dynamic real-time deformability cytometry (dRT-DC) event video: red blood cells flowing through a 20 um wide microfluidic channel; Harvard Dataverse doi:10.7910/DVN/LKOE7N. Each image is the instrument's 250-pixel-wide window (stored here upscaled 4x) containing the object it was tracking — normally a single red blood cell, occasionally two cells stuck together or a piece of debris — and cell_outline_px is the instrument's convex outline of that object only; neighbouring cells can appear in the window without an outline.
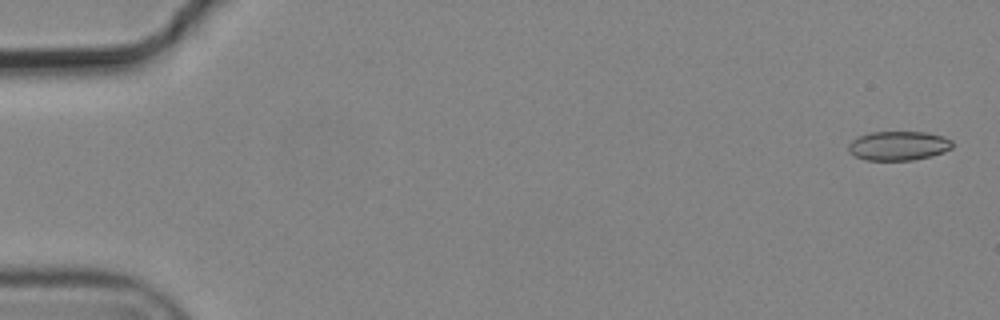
{"species": "common noctule bat (a hibernating species)", "species_latin": "Nyctalus noctula", "temperature_condition": "cold", "stored_images_in_passage": 5, "camera_frame_rate_fps": 3000, "um_per_image_px": 0.085, "animal": {"sex": "male", "body_mass_g": 19.2, "forearm_length_mm": 51.8}, "frame": {"image": 1, "passage_image": 1, "time_ms": 0.0, "image_size_px": [1000, 320], "cell_outline_px": [[952, 148], [944, 152], [932, 156], [912, 160], [864, 160], [848, 152], [848, 144], [852, 140], [868, 132], [924, 132], [944, 136], [952, 140]], "centroid_in_image_um": [76.37, 12.39], "position_along_channel_um": 8.6, "area_um2": 17.8}}
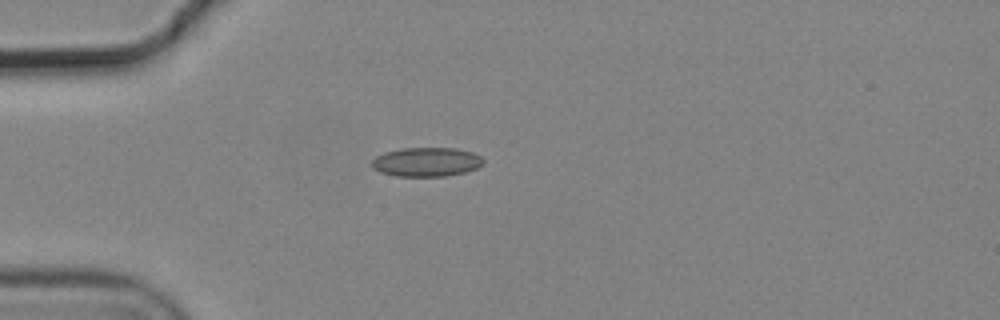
{"frame": {"image": 2, "passage_image": 5, "time_ms": 1.333, "image_size_px": [1000, 320], "cell_outline_px": [[484, 164], [476, 168], [464, 172], [444, 176], [396, 176], [380, 172], [372, 168], [372, 160], [376, 156], [384, 152], [400, 148], [456, 148], [472, 152], [480, 156], [484, 160]], "centroid_in_image_um": [36.23, 13.76], "position_along_channel_um": 48.8, "area_um2": 18.96}}